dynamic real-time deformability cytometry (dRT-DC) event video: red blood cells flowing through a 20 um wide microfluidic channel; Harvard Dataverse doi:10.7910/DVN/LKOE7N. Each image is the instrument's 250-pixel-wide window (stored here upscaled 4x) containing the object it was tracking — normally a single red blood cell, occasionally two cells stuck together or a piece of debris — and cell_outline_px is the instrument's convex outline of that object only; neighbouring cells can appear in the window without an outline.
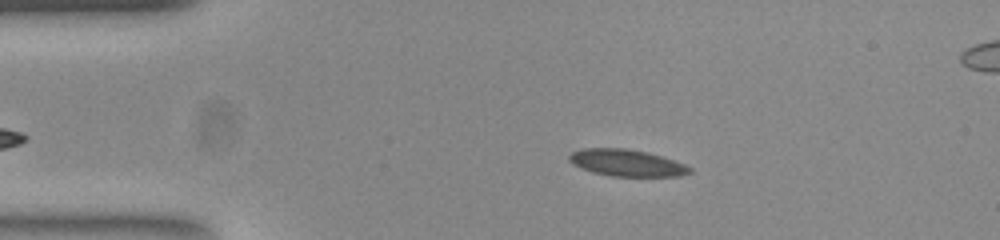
{"species": "common noctule bat (a hibernating species)", "species_latin": "Nyctalus noctula", "temperature_condition": "room temperature", "stored_images_in_passage": 50, "camera_frame_rate_fps": 3000, "um_per_image_px": 0.085, "animal": {"sex": "female", "body_mass_g": 23.0, "forearm_length_mm": 53.4}, "frame": {"image": 1, "passage_image": 7, "time_ms": 2.0, "image_size_px": [1000, 240], "cell_outline_px": [[692, 172], [680, 176], [612, 176], [592, 172], [580, 168], [572, 164], [568, 160], [568, 156], [572, 152], [584, 148], [624, 148], [648, 152], [684, 164], [692, 168]], "centroid_in_image_um": [53.24, 13.84], "position_along_channel_um": 31.8, "area_um2": 18.79}}
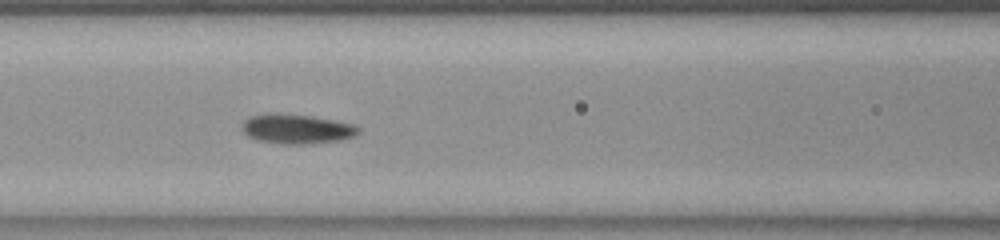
{"frame": {"image": 2, "passage_image": 19, "time_ms": 6.0, "image_size_px": [1000, 240], "cell_outline_px": [[360, 132], [352, 136], [340, 140], [304, 144], [280, 144], [256, 140], [248, 136], [240, 128], [240, 124], [244, 120], [252, 116], [268, 112], [276, 112], [312, 116], [336, 120], [356, 124], [360, 128]], "centroid_in_image_um": [25.19, 10.94], "position_along_channel_um": 141.4, "area_um2": 20.46}}
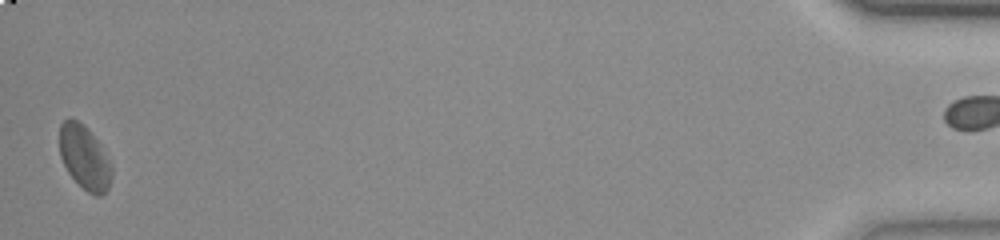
{"frame": {"image": 3, "passage_image": 49, "time_ms": 16.0, "image_size_px": [1000, 240], "cell_outline_px": [[112, 176], [108, 188], [100, 196], [96, 196], [88, 192], [68, 172], [60, 156], [60, 124], [68, 116], [84, 124], [100, 144], [112, 164]], "centroid_in_image_um": [7.19, 13.36], "position_along_channel_um": 428.0, "area_um2": 19.36}, "authors_computed_cell_mechanics": {"area_um2": 18.9873, "velocity_mm_per_s": 3.8436, "shape_relaxation_time_tau1_ms": 2.5627, "shape_relaxation_time_tau2_ms": 2.1908, "deformation_change_tau1": 0.103, "deformation_change_tau2": 0.0861}}